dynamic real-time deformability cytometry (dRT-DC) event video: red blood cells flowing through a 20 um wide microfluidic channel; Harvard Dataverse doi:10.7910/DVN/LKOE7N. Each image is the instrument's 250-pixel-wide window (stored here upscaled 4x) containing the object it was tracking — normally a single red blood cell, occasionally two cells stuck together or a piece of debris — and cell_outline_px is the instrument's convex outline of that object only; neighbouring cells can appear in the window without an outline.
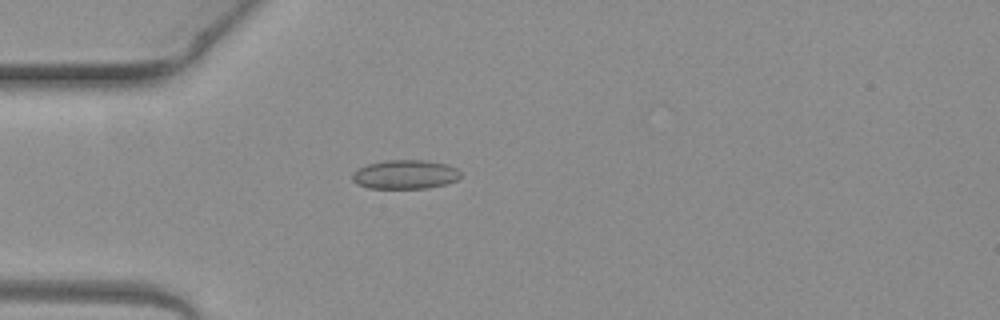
{"species": "common noctule bat (a hibernating species)", "species_latin": "Nyctalus noctula", "temperature_condition": "warm", "stored_images_in_passage": 5, "camera_frame_rate_fps": 3000, "um_per_image_px": 0.085, "animal": {"sex": "female", "body_mass_g": 19.3, "forearm_length_mm": 54.1}, "frame": {"image": 1, "passage_image": 4, "time_ms": 1.0, "image_size_px": [1000, 320], "cell_outline_px": [[460, 176], [456, 180], [444, 184], [428, 188], [368, 188], [356, 184], [352, 180], [352, 172], [356, 168], [368, 164], [384, 160], [424, 160], [444, 164], [456, 168], [460, 172]], "centroid_in_image_um": [34.37, 14.83], "position_along_channel_um": 50.6, "area_um2": 18.32}}